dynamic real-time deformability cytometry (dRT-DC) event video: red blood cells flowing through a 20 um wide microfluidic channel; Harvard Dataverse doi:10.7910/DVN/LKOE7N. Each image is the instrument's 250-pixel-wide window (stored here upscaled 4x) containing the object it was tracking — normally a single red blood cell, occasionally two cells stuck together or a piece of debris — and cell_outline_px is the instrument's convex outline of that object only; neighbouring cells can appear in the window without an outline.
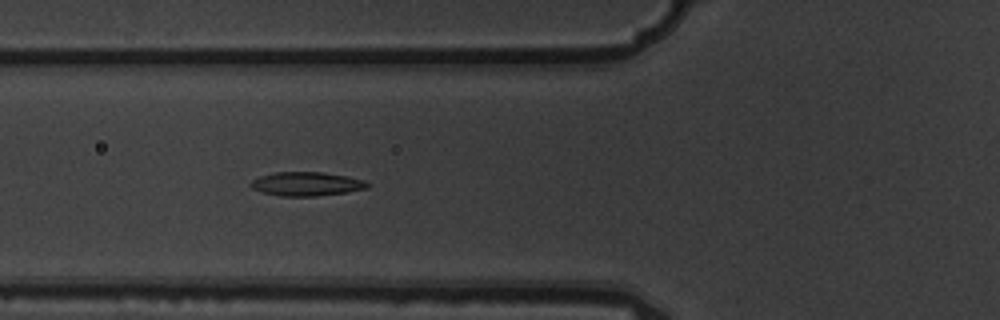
{"species": "common noctule bat (a hibernating species)", "species_latin": "Nyctalus noctula", "temperature_condition": "warm", "stored_images_in_passage": 7, "camera_frame_rate_fps": 3000, "um_per_image_px": 0.085, "animal": {"sex": "male", "body_mass_g": 19.5, "forearm_length_mm": 54.6}, "frame": {"image": 1, "passage_image": 6, "time_ms": 1.667, "image_size_px": [1000, 320], "cell_outline_px": [[368, 188], [348, 192], [316, 196], [280, 196], [264, 192], [252, 188], [248, 184], [252, 180], [260, 176], [276, 172], [324, 172], [348, 176], [364, 180], [368, 184]], "centroid_in_image_um": [26.06, 15.63], "position_along_channel_um": 99.7, "area_um2": 16.24}}